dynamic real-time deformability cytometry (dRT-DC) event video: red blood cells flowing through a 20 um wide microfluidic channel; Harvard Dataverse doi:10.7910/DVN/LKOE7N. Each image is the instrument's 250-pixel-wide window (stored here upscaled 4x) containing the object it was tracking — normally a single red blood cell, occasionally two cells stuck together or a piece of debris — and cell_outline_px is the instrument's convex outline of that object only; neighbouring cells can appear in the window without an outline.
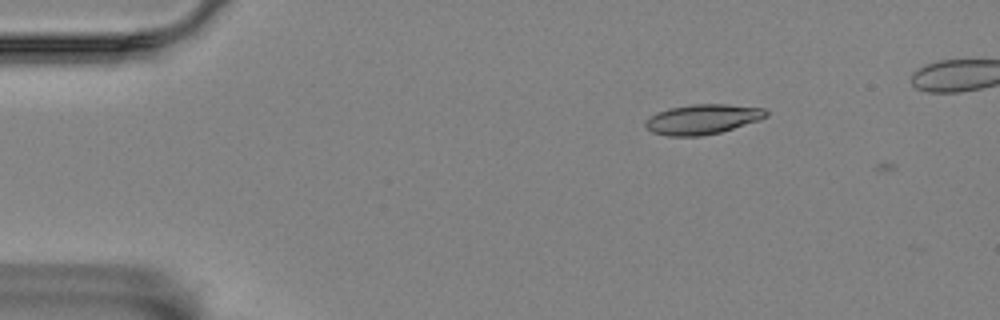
{"species": "Egyptian fruit bat (a non-hibernating species)", "species_latin": "Rousettus aegyptiacus", "temperature_condition": "room temperature", "stored_images_in_passage": 7, "camera_frame_rate_fps": 3000, "um_per_image_px": 0.085, "animal": {"sex": "female"}, "frame": {"image": 1, "passage_image": 4, "time_ms": 1.0, "image_size_px": [1000, 320], "cell_outline_px": [[768, 116], [760, 120], [720, 132], [700, 136], [668, 136], [652, 132], [644, 124], [644, 120], [656, 112], [668, 108], [692, 104], [728, 104], [764, 108], [768, 112]], "centroid_in_image_um": [59.71, 10.13], "position_along_channel_um": 25.3, "area_um2": 21.15}}